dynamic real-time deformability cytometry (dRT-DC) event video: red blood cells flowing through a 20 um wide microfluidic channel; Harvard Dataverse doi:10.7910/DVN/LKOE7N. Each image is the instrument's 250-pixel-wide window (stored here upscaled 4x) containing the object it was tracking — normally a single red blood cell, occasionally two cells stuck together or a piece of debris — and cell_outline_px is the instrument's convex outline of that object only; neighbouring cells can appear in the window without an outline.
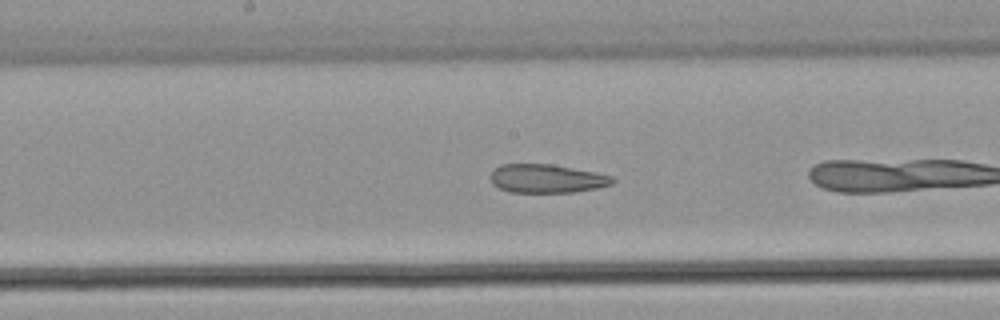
{"species": "common noctule bat (a hibernating species)", "species_latin": "Nyctalus noctula", "temperature_condition": "warm", "stored_images_in_passage": 18, "camera_frame_rate_fps": 3000, "um_per_image_px": 0.085, "animal": {"sex": "male", "body_mass_g": 21.5, "forearm_length_mm": 52.0}, "frame": {"image": 1, "passage_image": 8, "time_ms": 2.333, "image_size_px": [1000, 320], "cell_outline_px": [[616, 180], [612, 184], [596, 188], [572, 192], [508, 192], [492, 184], [492, 168], [500, 164], [552, 164], [596, 172], [612, 176]], "centroid_in_image_um": [46.47, 15.17], "position_along_channel_um": 201.7, "area_um2": 20.35}}
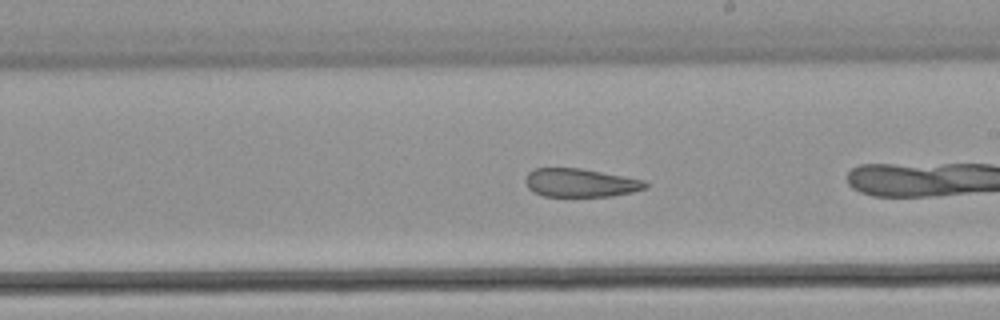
{"frame": {"image": 2, "passage_image": 11, "time_ms": 3.333, "image_size_px": [1000, 320], "cell_outline_px": [[648, 188], [632, 192], [612, 196], [544, 196], [532, 192], [528, 188], [524, 180], [528, 172], [532, 168], [580, 168], [644, 180], [648, 184]], "centroid_in_image_um": [49.3, 15.54], "position_along_channel_um": 239.7, "area_um2": 19.94}}